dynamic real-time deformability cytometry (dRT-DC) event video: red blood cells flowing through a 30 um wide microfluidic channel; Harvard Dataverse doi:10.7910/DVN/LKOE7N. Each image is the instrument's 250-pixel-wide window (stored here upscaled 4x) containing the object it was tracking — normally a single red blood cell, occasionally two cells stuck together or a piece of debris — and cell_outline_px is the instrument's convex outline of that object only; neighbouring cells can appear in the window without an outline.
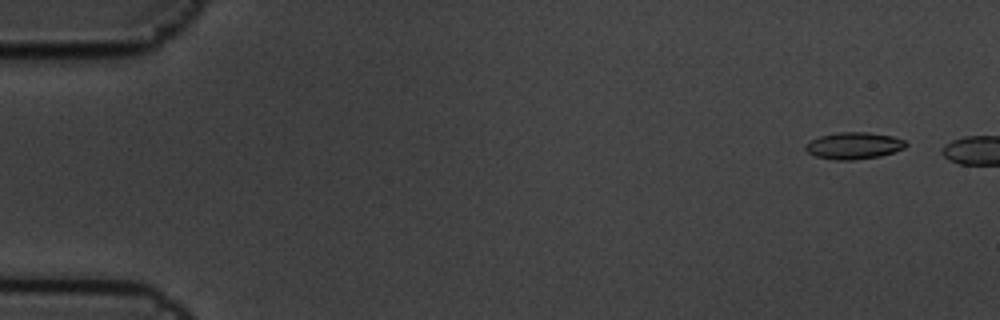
{"species": "common noctule bat (a hibernating species)", "species_latin": "Nyctalus noctula", "temperature_condition": "cold", "stored_images_in_passage": 2, "camera_frame_rate_fps": 3000, "um_per_image_px": 0.085, "animal": {"sex": "male", "body_mass_g": 19.5, "forearm_length_mm": 54.6}, "frame": {"image": 1, "passage_image": 1, "time_ms": 0.0, "image_size_px": [1000, 320], "cell_outline_px": [[908, 144], [904, 148], [880, 156], [852, 160], [836, 160], [816, 156], [808, 152], [804, 148], [804, 144], [808, 140], [820, 136], [840, 132], [868, 132], [892, 136], [904, 140]], "centroid_in_image_um": [72.54, 12.37], "position_along_channel_um": 12.5, "area_um2": 15.66}}